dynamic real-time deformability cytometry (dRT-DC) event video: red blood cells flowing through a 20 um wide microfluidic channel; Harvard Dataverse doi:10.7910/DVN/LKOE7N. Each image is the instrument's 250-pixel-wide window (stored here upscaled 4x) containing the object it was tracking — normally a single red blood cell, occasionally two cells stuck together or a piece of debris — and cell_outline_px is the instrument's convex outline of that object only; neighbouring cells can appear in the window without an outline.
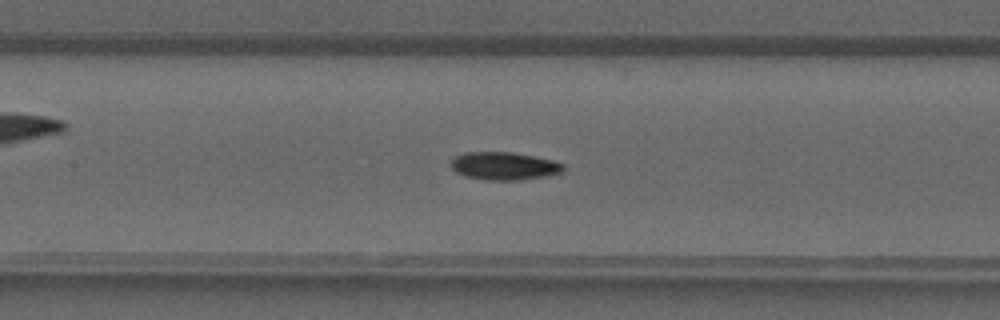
{"species": "common noctule bat (a hibernating species)", "species_latin": "Nyctalus noctula", "temperature_condition": "warm", "stored_images_in_passage": 28, "camera_frame_rate_fps": 3000, "um_per_image_px": 0.085, "animal": {"sex": "male", "forearm_length_mm": 52.5}, "frame": {"image": 1, "passage_image": 14, "time_ms": 4.333, "image_size_px": [1000, 320], "cell_outline_px": [[564, 168], [560, 172], [548, 176], [516, 180], [484, 180], [464, 176], [456, 172], [452, 168], [452, 160], [456, 156], [464, 152], [512, 152], [552, 160], [564, 164]], "centroid_in_image_um": [42.83, 14.11], "position_along_channel_um": 164.6, "area_um2": 18.15}}
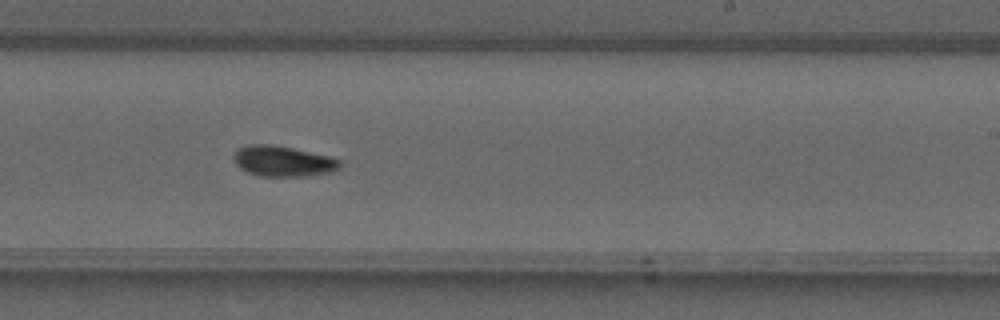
{"frame": {"image": 2, "passage_image": 20, "time_ms": 6.333, "image_size_px": [1000, 320], "cell_outline_px": [[340, 168], [336, 172], [308, 176], [260, 176], [248, 172], [240, 168], [236, 164], [232, 156], [240, 148], [248, 144], [272, 144], [332, 156], [340, 160]], "centroid_in_image_um": [24.1, 13.7], "position_along_channel_um": 264.9, "area_um2": 19.13}}
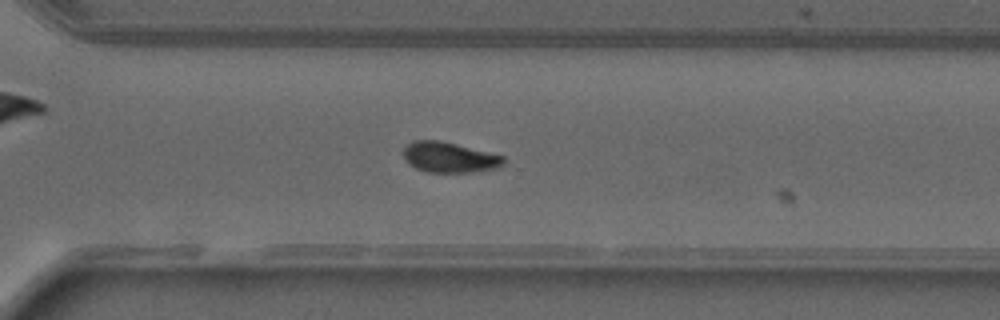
{"frame": {"image": 3, "passage_image": 24, "time_ms": 7.667, "image_size_px": [1000, 320], "cell_outline_px": [[504, 164], [500, 168], [472, 172], [424, 172], [408, 164], [404, 160], [404, 148], [412, 140], [440, 140], [504, 156]], "centroid_in_image_um": [38.18, 13.38], "position_along_channel_um": 332.4, "area_um2": 17.86}}